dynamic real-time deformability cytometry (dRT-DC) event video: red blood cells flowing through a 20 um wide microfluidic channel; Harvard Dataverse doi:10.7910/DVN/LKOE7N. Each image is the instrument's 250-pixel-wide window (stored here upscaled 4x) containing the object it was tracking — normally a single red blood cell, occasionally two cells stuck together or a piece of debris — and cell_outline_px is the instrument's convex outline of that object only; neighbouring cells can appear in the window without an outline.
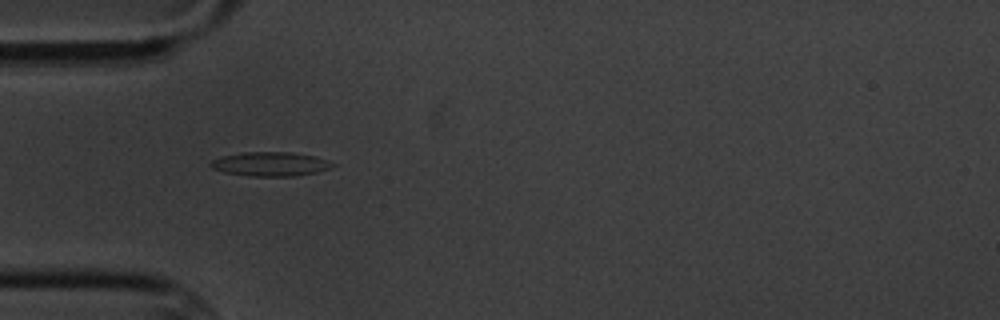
{"species": "common noctule bat (a hibernating species)", "species_latin": "Nyctalus noctula", "temperature_condition": "cold", "stored_images_in_passage": 8, "camera_frame_rate_fps": 3000, "um_per_image_px": 0.085, "animal": {"sex": "male", "body_mass_g": 20.1, "forearm_length_mm": 53.5}, "frame": {"image": 1, "passage_image": 4, "time_ms": 4.333, "image_size_px": [1000, 320], "cell_outline_px": [[336, 164], [328, 168], [316, 172], [292, 176], [248, 176], [224, 172], [212, 168], [208, 164], [212, 160], [220, 156], [244, 152], [292, 152], [316, 156]], "centroid_in_image_um": [22.93, 13.93], "position_along_channel_um": 62.1, "area_um2": 17.11}}
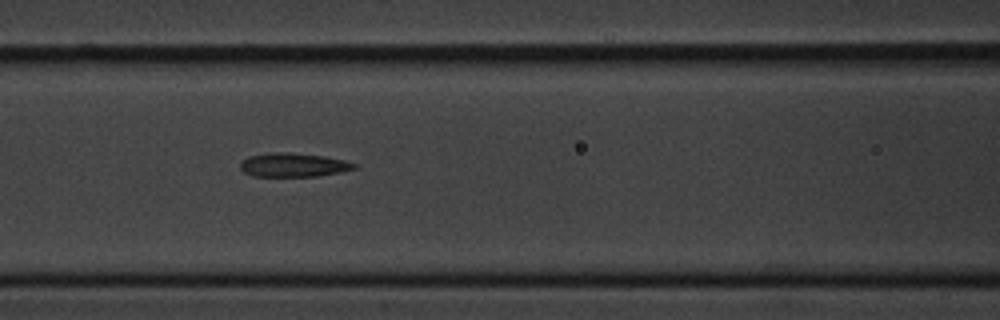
{"frame": {"image": 2, "passage_image": 6, "time_ms": 6.667, "image_size_px": [1000, 320], "cell_outline_px": [[356, 168], [340, 172], [316, 176], [252, 176], [244, 172], [240, 168], [240, 164], [248, 156], [276, 152], [288, 152], [324, 156], [344, 160], [356, 164]], "centroid_in_image_um": [24.93, 14.02], "position_along_channel_um": 141.7, "area_um2": 15.66}}
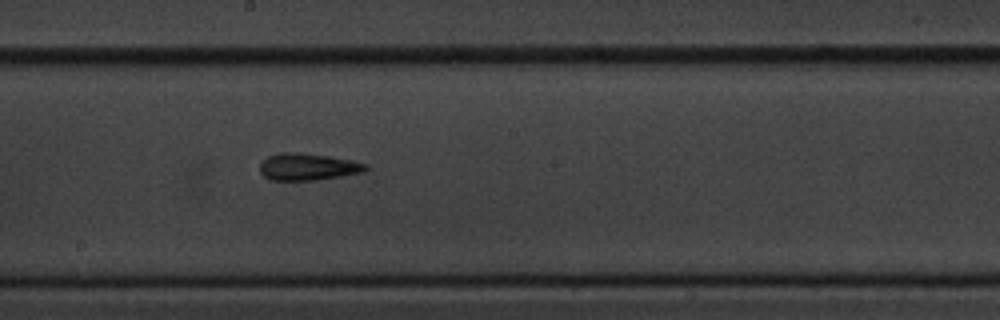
{"frame": {"image": 3, "passage_image": 8, "time_ms": 9.0, "image_size_px": [1000, 320], "cell_outline_px": [[368, 168], [364, 172], [316, 180], [268, 180], [260, 172], [260, 164], [268, 156], [280, 152], [296, 152], [328, 156], [352, 160], [368, 164]], "centroid_in_image_um": [26.16, 14.18], "position_along_channel_um": 222.0, "area_um2": 16.65}}